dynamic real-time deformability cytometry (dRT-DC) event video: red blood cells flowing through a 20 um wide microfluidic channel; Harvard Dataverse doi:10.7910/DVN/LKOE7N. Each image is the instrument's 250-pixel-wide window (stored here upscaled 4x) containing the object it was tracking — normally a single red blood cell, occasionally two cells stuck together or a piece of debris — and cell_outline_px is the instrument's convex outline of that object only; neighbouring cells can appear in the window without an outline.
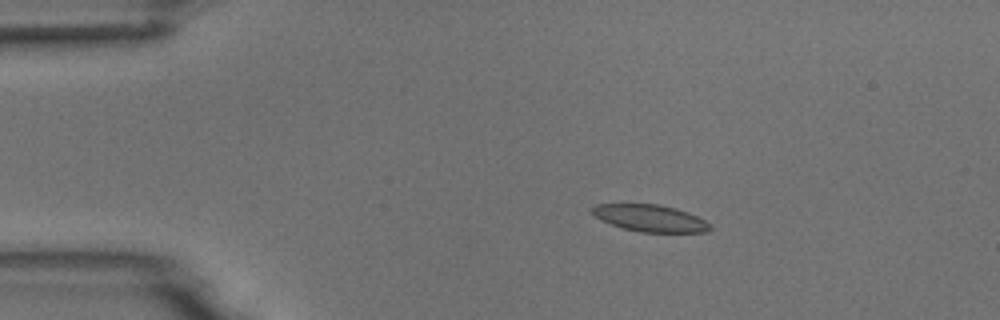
{"species": "common noctule bat (a hibernating species)", "species_latin": "Nyctalus noctula", "temperature_condition": "room temperature", "stored_images_in_passage": 6, "camera_frame_rate_fps": 3000, "um_per_image_px": 0.085, "animal": {"sex": "male", "body_mass_g": 18.8}, "frame": {"image": 1, "passage_image": 2, "time_ms": 1.0, "image_size_px": [1000, 320], "cell_outline_px": [[712, 228], [708, 232], [640, 232], [624, 228], [600, 220], [588, 208], [596, 204], [660, 204], [676, 208], [688, 212], [712, 224]], "centroid_in_image_um": [55.27, 18.54], "position_along_channel_um": 29.7, "area_um2": 18.55}}
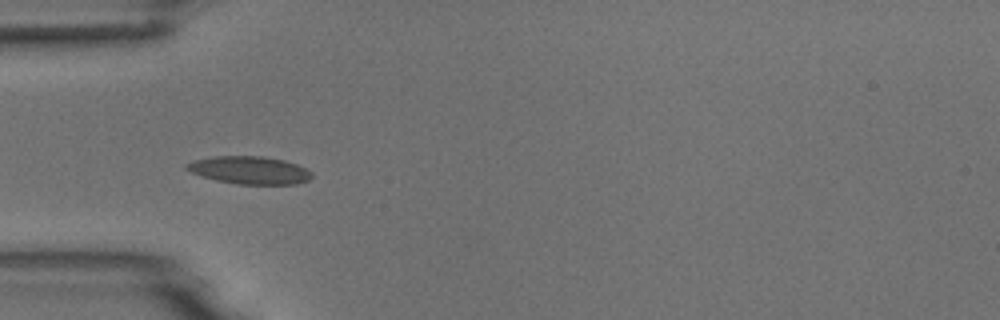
{"frame": {"image": 2, "passage_image": 4, "time_ms": 3.333, "image_size_px": [1000, 320], "cell_outline_px": [[312, 176], [308, 180], [296, 184], [236, 184], [216, 180], [200, 176], [184, 168], [184, 164], [196, 160], [216, 156], [260, 156], [284, 160], [296, 164], [312, 172]], "centroid_in_image_um": [21.19, 14.47], "position_along_channel_um": 63.8, "area_um2": 20.11}}